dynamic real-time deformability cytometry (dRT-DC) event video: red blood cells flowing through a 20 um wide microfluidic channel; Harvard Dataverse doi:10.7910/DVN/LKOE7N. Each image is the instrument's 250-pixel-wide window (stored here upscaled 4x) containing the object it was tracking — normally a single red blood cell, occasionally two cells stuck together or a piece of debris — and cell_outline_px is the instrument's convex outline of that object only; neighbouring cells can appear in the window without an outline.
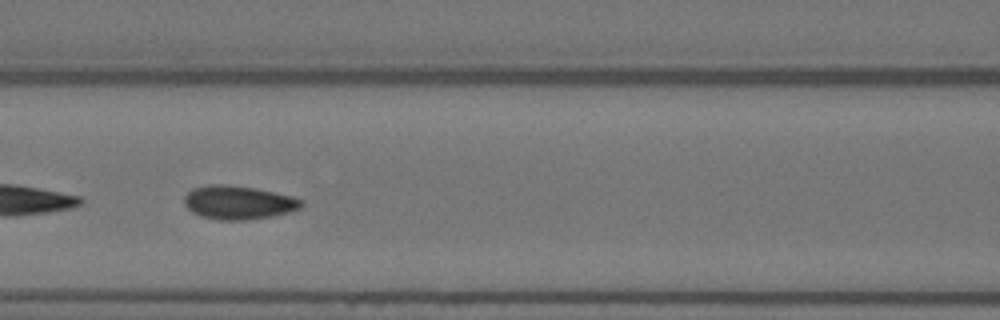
{"species": "Egyptian fruit bat (a non-hibernating species)", "species_latin": "Rousettus aegyptiacus", "temperature_condition": "warm", "stored_images_in_passage": 50, "camera_frame_rate_fps": 3000, "um_per_image_px": 0.085, "animal": {"sex": "female"}, "frame": {"image": 1, "passage_image": 19, "time_ms": 6.0, "image_size_px": [1000, 320], "cell_outline_px": [[304, 204], [300, 208], [288, 212], [272, 216], [248, 220], [220, 220], [200, 216], [192, 212], [184, 204], [184, 196], [192, 188], [208, 184], [228, 184], [256, 188], [292, 196], [304, 200]], "centroid_in_image_um": [20.26, 17.2], "position_along_channel_um": 146.3, "area_um2": 23.18}}
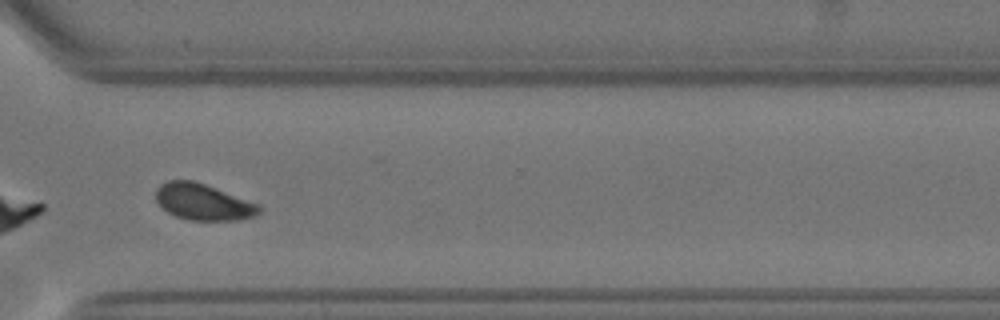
{"frame": {"image": 2, "passage_image": 36, "time_ms": 11.667, "image_size_px": [1000, 320], "cell_outline_px": [[260, 212], [256, 216], [240, 220], [188, 220], [176, 216], [168, 212], [156, 200], [156, 188], [160, 184], [168, 180], [192, 180], [204, 184], [260, 204]], "centroid_in_image_um": [17.28, 17.17], "position_along_channel_um": 353.3, "area_um2": 21.79}}
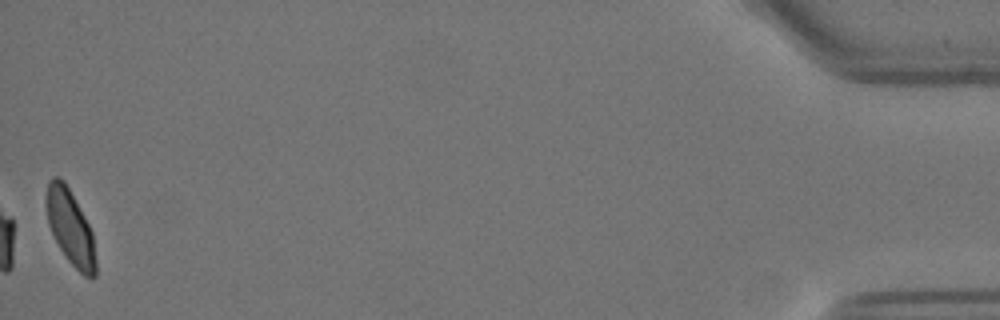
{"frame": {"image": 3, "passage_image": 50, "time_ms": 16.333, "image_size_px": [1000, 320], "cell_outline_px": [[96, 276], [92, 280], [84, 276], [64, 256], [48, 224], [44, 200], [44, 196], [48, 180], [52, 176], [60, 176], [64, 180], [84, 216], [92, 232], [96, 260]], "centroid_in_image_um": [5.95, 19.3], "position_along_channel_um": 429.3, "area_um2": 21.85}, "authors_computed_cell_mechanics": {"area_um2": 22.4842, "velocity_mm_per_s": 3.664, "shape_relaxation_time_tau1_ms": 4.3609, "shape_relaxation_time_tau2_ms": null, "deformation_change_tau1": 0.1053, "deformation_change_tau2": null}}